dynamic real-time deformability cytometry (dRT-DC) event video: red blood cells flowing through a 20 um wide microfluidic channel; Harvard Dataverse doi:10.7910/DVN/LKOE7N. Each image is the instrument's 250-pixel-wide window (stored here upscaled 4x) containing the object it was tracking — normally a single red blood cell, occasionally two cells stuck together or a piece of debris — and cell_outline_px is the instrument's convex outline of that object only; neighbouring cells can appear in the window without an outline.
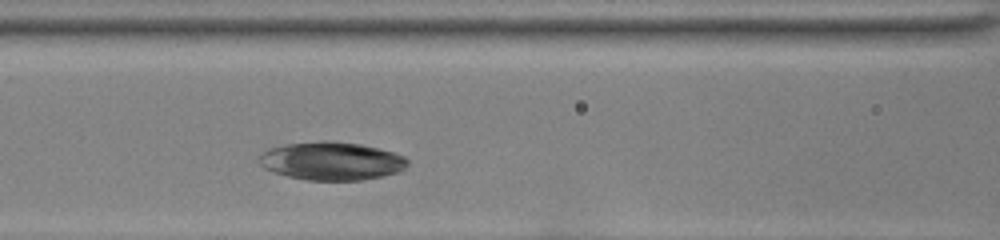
{"species": "common noctule bat (a hibernating species)", "species_latin": "Nyctalus noctula", "temperature_condition": "room temperature", "stored_images_in_passage": 30, "camera_frame_rate_fps": 3000, "um_per_image_px": 0.085, "animal": {"sex": "female", "body_mass_g": 22.0, "forearm_length_mm": 56.7}, "frame": {"image": 1, "passage_image": 9, "time_ms": 2.667, "image_size_px": [1000, 240], "cell_outline_px": [[408, 164], [404, 168], [396, 172], [384, 176], [360, 180], [308, 180], [288, 176], [264, 168], [260, 164], [260, 156], [264, 152], [272, 148], [288, 144], [324, 140], [328, 140], [360, 144], [392, 152], [404, 156], [408, 160]], "centroid_in_image_um": [28.21, 13.69], "position_along_channel_um": 138.4, "area_um2": 32.6}}
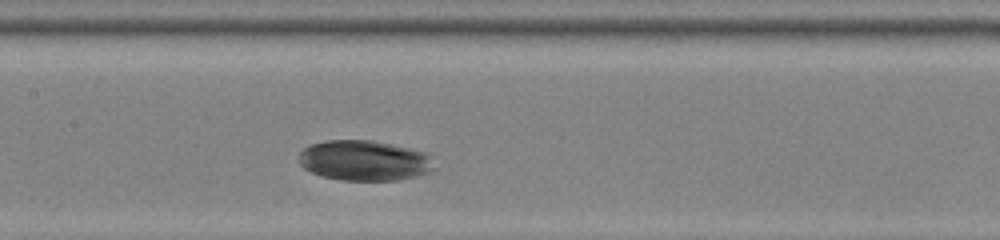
{"frame": {"image": 2, "passage_image": 12, "time_ms": 3.667, "image_size_px": [1000, 240], "cell_outline_px": [[432, 168], [428, 172], [396, 180], [340, 180], [320, 176], [304, 168], [300, 164], [300, 152], [304, 148], [312, 144], [328, 140], [372, 140], [424, 152], [428, 156]], "centroid_in_image_um": [30.88, 13.64], "position_along_channel_um": 176.5, "area_um2": 31.15}}
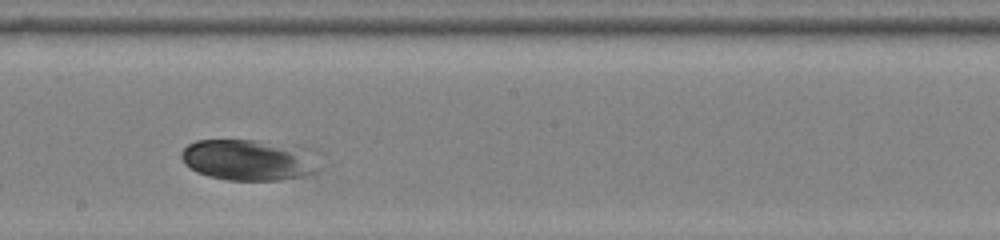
{"frame": {"image": 3, "passage_image": 16, "time_ms": 5.0, "image_size_px": [1000, 240], "cell_outline_px": [[312, 172], [308, 176], [280, 180], [228, 180], [208, 176], [192, 168], [180, 156], [180, 152], [188, 144], [196, 140], [252, 140], [288, 152]], "centroid_in_image_um": [20.59, 13.66], "position_along_channel_um": 227.6, "area_um2": 28.84}}